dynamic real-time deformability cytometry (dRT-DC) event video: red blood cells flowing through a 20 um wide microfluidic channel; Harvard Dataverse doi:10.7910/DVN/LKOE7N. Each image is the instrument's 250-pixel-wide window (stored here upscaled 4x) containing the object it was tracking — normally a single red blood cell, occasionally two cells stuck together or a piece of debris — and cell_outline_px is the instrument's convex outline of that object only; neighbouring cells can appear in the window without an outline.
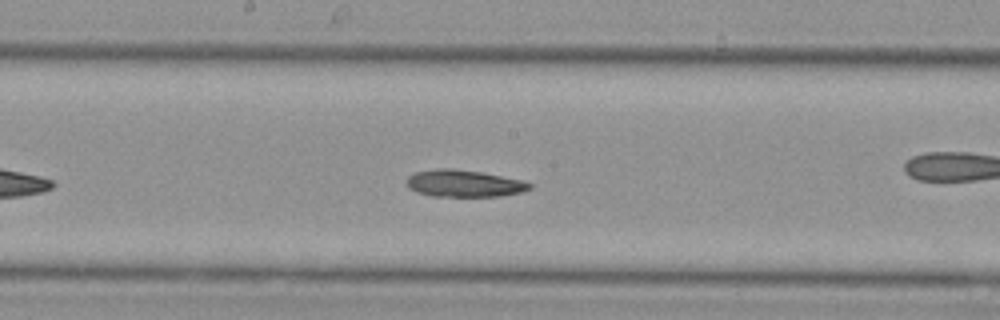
{"species": "Egyptian fruit bat (a non-hibernating species)", "species_latin": "Rousettus aegyptiacus", "temperature_condition": "cold", "stored_images_in_passage": 31, "camera_frame_rate_fps": 3000, "um_per_image_px": 0.085, "animal": {"sex": "female"}, "frame": {"image": 1, "passage_image": 13, "time_ms": 4.0, "image_size_px": [1000, 320], "cell_outline_px": [[532, 188], [520, 192], [500, 196], [432, 196], [416, 192], [408, 188], [408, 176], [416, 172], [436, 168], [452, 168], [480, 172], [524, 180], [532, 184]], "centroid_in_image_um": [39.45, 15.59], "position_along_channel_um": 208.8, "area_um2": 19.31}}